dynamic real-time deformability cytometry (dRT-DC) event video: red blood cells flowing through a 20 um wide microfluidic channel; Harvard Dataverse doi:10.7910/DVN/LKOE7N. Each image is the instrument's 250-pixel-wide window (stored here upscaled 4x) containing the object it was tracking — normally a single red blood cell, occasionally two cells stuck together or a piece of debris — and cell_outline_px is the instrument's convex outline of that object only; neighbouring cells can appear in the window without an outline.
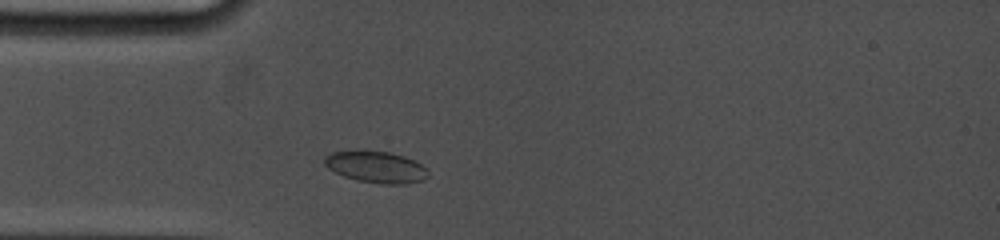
{"species": "common noctule bat (a hibernating species)", "species_latin": "Nyctalus noctula", "temperature_condition": "cold", "stored_images_in_passage": 2, "camera_frame_rate_fps": 5000, "um_per_image_px": 0.085, "animal": {"sex": "female", "body_mass_g": 19.0, "forearm_length_mm": 53.3}, "frame": {"image": 1, "passage_image": 2, "time_ms": 0.8, "image_size_px": [1000, 240], "cell_outline_px": [[428, 176], [424, 180], [404, 184], [380, 184], [356, 180], [344, 176], [328, 168], [324, 164], [324, 156], [332, 152], [356, 148], [364, 148], [388, 152], [404, 156], [420, 164], [428, 172]], "centroid_in_image_um": [31.9, 14.16], "position_along_channel_um": 53.1, "area_um2": 19.54}}